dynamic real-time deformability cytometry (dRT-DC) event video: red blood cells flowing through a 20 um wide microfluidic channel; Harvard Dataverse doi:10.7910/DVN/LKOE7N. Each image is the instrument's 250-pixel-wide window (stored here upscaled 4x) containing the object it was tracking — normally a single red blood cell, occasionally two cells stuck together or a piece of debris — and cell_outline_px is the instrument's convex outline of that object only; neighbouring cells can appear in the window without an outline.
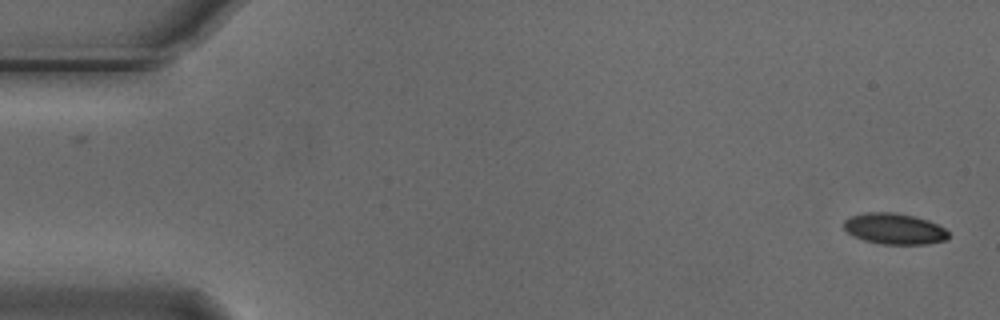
{"species": "Egyptian fruit bat (a non-hibernating species)", "species_latin": "Rousettus aegyptiacus", "temperature_condition": "cold", "stored_images_in_passage": 4, "camera_frame_rate_fps": 3000, "um_per_image_px": 0.085, "animal": {"sex": "male"}, "frame": {"image": 1, "passage_image": 1, "time_ms": 0.0, "image_size_px": [1000, 320], "cell_outline_px": [[948, 240], [928, 244], [880, 244], [864, 240], [852, 236], [844, 228], [844, 220], [852, 216], [868, 212], [896, 212], [928, 220], [944, 228], [948, 232]], "centroid_in_image_um": [76.03, 19.45], "position_along_channel_um": 9.0, "area_um2": 18.9}}
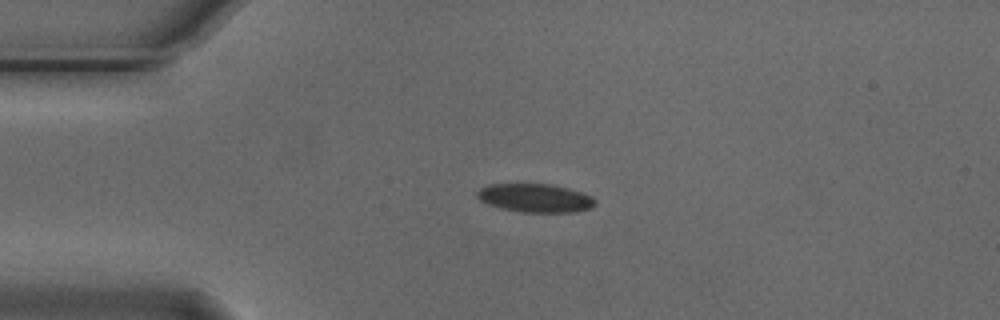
{"frame": {"image": 2, "passage_image": 4, "time_ms": 1.0, "image_size_px": [1000, 320], "cell_outline_px": [[596, 204], [592, 208], [572, 212], [520, 212], [500, 208], [488, 204], [480, 200], [476, 196], [476, 192], [480, 188], [492, 184], [548, 184], [568, 188], [592, 196], [596, 200]], "centroid_in_image_um": [45.49, 16.83], "position_along_channel_um": 39.5, "area_um2": 19.59}}